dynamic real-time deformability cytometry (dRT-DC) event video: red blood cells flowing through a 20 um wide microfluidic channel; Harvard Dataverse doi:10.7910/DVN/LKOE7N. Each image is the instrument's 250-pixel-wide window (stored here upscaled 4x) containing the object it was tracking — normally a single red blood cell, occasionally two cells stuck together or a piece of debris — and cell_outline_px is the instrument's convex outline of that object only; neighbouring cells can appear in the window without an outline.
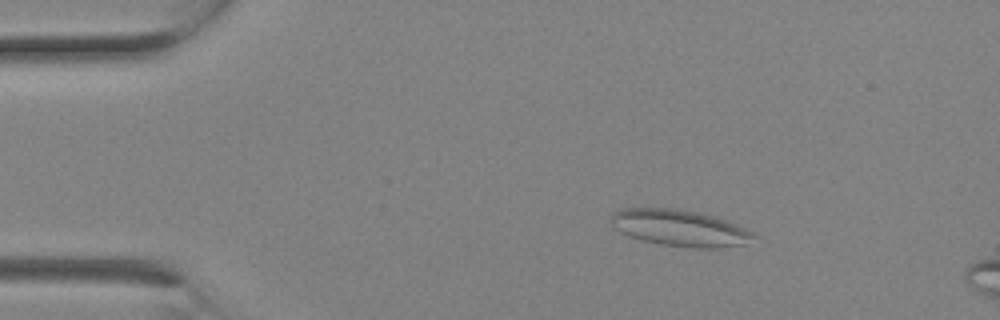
{"species": "Egyptian fruit bat (a non-hibernating species)", "species_latin": "Rousettus aegyptiacus", "temperature_condition": "room temperature", "stored_images_in_passage": 2, "camera_frame_rate_fps": 3000, "um_per_image_px": 0.085, "animal": {"sex": "female"}, "frame": {"image": 1, "passage_image": 1, "time_ms": 0.0, "image_size_px": [1000, 320], "cell_outline_px": [[756, 236], [744, 244], [720, 248], [696, 248], [664, 244], [644, 240], [628, 236], [612, 228], [608, 220], [612, 212], [620, 208], [680, 208], [700, 212], [724, 220], [744, 228], [752, 232]], "centroid_in_image_um": [57.68, 19.36], "position_along_channel_um": 27.3, "area_um2": 30.35}}